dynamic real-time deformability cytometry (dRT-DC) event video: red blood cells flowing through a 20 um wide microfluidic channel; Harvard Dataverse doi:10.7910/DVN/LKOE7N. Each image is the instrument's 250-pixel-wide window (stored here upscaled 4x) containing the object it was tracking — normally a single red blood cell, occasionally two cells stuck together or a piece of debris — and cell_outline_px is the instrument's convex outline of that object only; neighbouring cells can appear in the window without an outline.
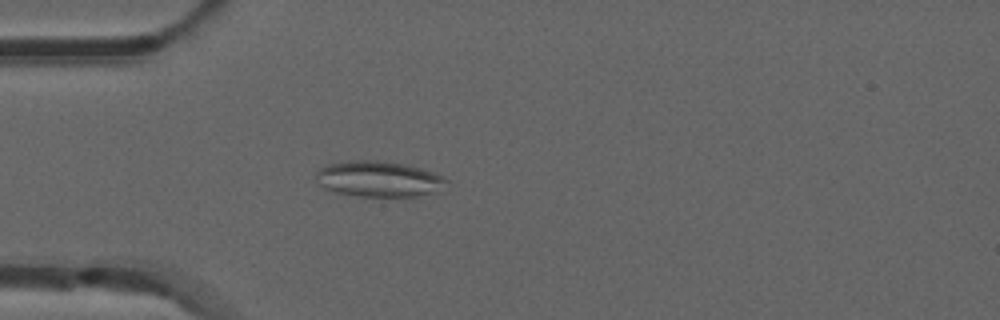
{"species": "common noctule bat (a hibernating species)", "species_latin": "Nyctalus noctula", "temperature_condition": "room temperature", "stored_images_in_passage": 41, "camera_frame_rate_fps": 3000, "um_per_image_px": 0.085, "animal": {"sex": "male", "forearm_length_mm": 52.5}, "frame": {"image": 1, "passage_image": 3, "time_ms": 0.667, "image_size_px": [1000, 320], "cell_outline_px": [[448, 180], [440, 192], [416, 196], [356, 196], [336, 192], [324, 188], [316, 184], [316, 172], [320, 168], [328, 164], [348, 160], [376, 160], [400, 164], [420, 168], [444, 176]], "centroid_in_image_um": [32.17, 15.22], "position_along_channel_um": 52.8, "area_um2": 27.28}}
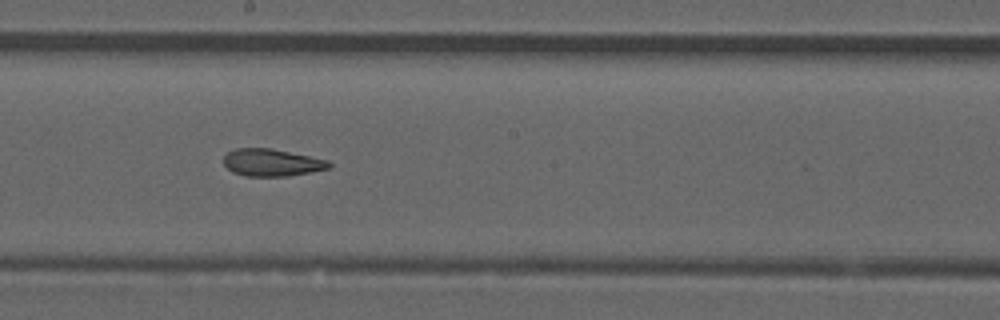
{"frame": {"image": 2, "passage_image": 17, "time_ms": 5.333, "image_size_px": [1000, 320], "cell_outline_px": [[332, 168], [288, 176], [244, 176], [232, 172], [224, 164], [224, 156], [228, 152], [236, 148], [272, 148], [328, 160], [332, 164]], "centroid_in_image_um": [23.11, 13.82], "position_along_channel_um": 225.1, "area_um2": 16.82}}
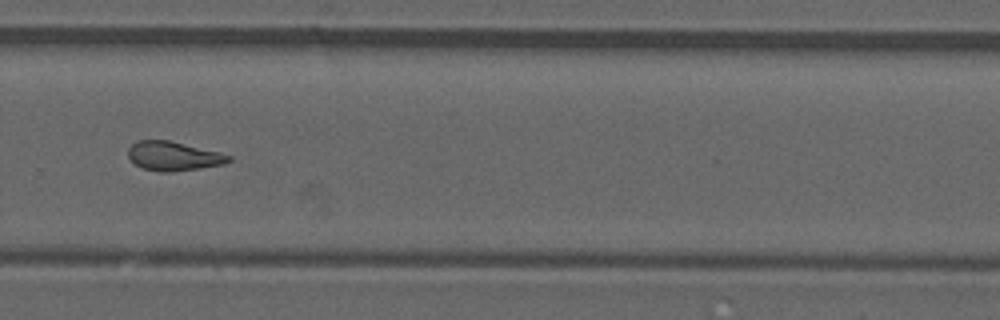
{"frame": {"image": 3, "passage_image": 24, "time_ms": 7.667, "image_size_px": [1000, 320], "cell_outline_px": [[232, 160], [224, 164], [200, 168], [172, 172], [160, 172], [144, 168], [136, 164], [128, 156], [128, 148], [136, 140], [168, 140], [220, 152], [232, 156]], "centroid_in_image_um": [14.76, 13.26], "position_along_channel_um": 315.0, "area_um2": 17.05}, "authors_computed_cell_mechanics": {"area_um2": 17.4556, "velocity_mm_per_s": 3.8693, "shape_relaxation_time_tau1_ms": null, "shape_relaxation_time_tau2_ms": 3.9011, "deformation_change_tau1": null, "deformation_change_tau2": 0.1271}}